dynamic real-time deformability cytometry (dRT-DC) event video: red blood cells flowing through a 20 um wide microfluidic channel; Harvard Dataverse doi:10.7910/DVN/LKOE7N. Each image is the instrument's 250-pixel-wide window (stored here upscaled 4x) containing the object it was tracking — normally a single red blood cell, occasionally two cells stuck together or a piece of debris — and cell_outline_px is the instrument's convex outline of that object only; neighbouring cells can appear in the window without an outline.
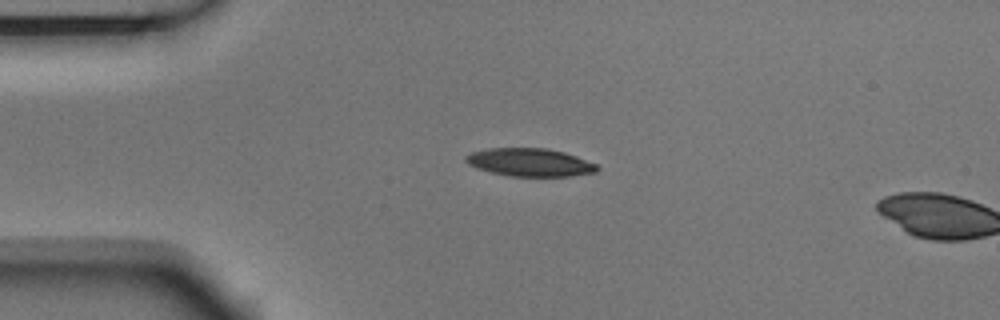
{"species": "Egyptian fruit bat (a non-hibernating species)", "species_latin": "Rousettus aegyptiacus", "temperature_condition": "room temperature", "stored_images_in_passage": 2, "camera_frame_rate_fps": 3000, "um_per_image_px": 0.085, "animal": {"sex": "male"}, "frame": {"image": 1, "passage_image": 1, "time_ms": 0.0, "image_size_px": [1000, 320], "cell_outline_px": [[600, 168], [596, 172], [572, 176], [508, 176], [476, 168], [468, 164], [464, 160], [464, 156], [472, 152], [488, 148], [548, 148], [564, 152], [576, 156], [596, 164]], "centroid_in_image_um": [45.03, 13.8], "position_along_channel_um": 40.0, "area_um2": 21.5}}